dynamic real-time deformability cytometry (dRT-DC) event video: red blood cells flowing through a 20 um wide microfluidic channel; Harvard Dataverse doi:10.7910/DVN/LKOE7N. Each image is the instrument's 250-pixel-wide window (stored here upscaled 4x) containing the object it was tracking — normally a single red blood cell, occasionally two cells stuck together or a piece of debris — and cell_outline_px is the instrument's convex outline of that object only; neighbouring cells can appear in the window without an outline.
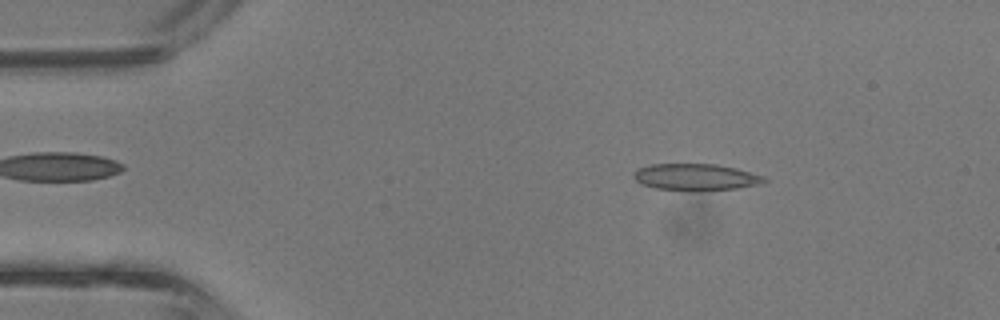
{"species": "common noctule bat (a hibernating species)", "species_latin": "Nyctalus noctula", "temperature_condition": "room temperature", "stored_images_in_passage": 4, "camera_frame_rate_fps": 3000, "um_per_image_px": 0.085, "animal": {"sex": "male", "body_mass_g": 13.3}, "frame": {"image": 1, "passage_image": 2, "time_ms": 0.333, "image_size_px": [1000, 320], "cell_outline_px": [[768, 180], [760, 184], [736, 188], [688, 192], [656, 188], [640, 184], [632, 176], [640, 168], [652, 164], [716, 164], [736, 168], [764, 176]], "centroid_in_image_um": [59.14, 15.07], "position_along_channel_um": 25.9, "area_um2": 20.4}}
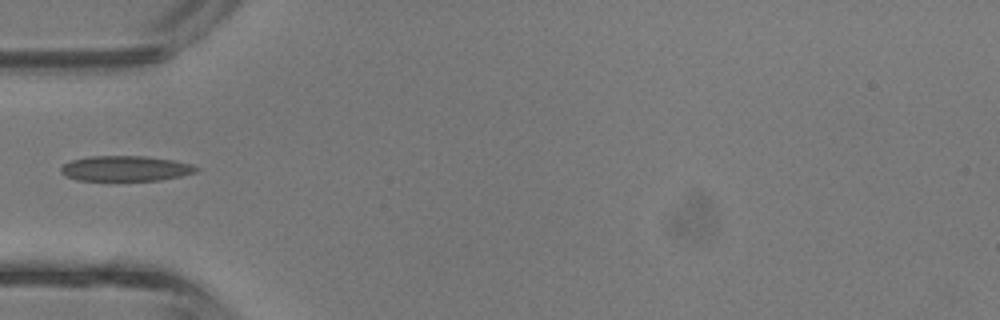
{"frame": {"image": 2, "passage_image": 4, "time_ms": 1.0, "image_size_px": [1000, 320], "cell_outline_px": [[200, 168], [196, 172], [180, 176], [160, 180], [76, 180], [64, 176], [60, 172], [60, 168], [64, 164], [72, 160], [88, 156], [148, 156], [172, 160], [192, 164]], "centroid_in_image_um": [10.65, 14.32], "position_along_channel_um": 74.3, "area_um2": 20.0}}